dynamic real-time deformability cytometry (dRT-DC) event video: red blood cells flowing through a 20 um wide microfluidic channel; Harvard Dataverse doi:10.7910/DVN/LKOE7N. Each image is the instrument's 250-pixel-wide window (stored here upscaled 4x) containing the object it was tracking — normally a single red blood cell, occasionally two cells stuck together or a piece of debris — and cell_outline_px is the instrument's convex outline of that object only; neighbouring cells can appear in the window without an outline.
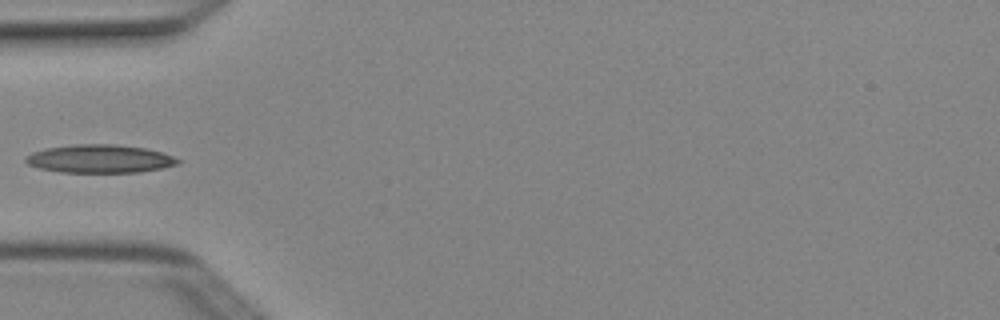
{"species": "Egyptian fruit bat (a non-hibernating species)", "species_latin": "Rousettus aegyptiacus", "temperature_condition": "cold", "stored_images_in_passage": 5, "camera_frame_rate_fps": 3000, "um_per_image_px": 0.085, "animal": {"sex": "female"}, "frame": {"image": 1, "passage_image": 5, "time_ms": 1.333, "image_size_px": [1000, 320], "cell_outline_px": [[180, 164], [140, 172], [60, 172], [40, 168], [28, 164], [24, 160], [32, 152], [44, 148], [72, 144], [116, 144], [144, 148], [160, 152], [172, 156], [180, 160]], "centroid_in_image_um": [8.46, 13.49], "position_along_channel_um": 76.5, "area_um2": 24.91}}